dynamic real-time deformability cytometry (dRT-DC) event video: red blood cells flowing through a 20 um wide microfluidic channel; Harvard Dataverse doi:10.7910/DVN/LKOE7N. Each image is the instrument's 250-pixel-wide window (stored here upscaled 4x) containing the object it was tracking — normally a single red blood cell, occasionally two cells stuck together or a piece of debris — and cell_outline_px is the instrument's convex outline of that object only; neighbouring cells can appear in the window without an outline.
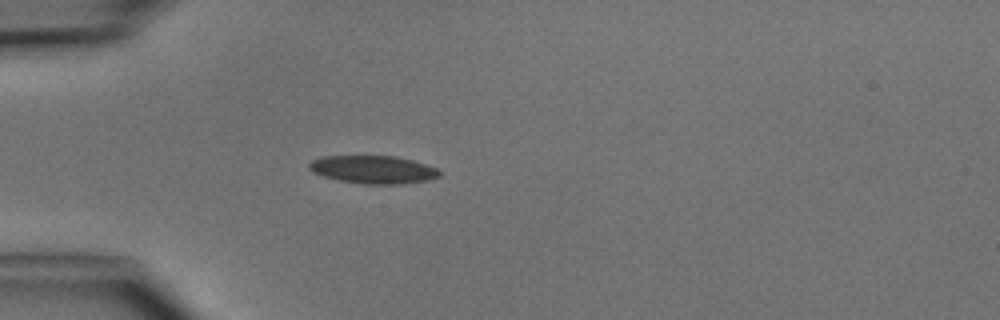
{"species": "common noctule bat (a hibernating species)", "species_latin": "Nyctalus noctula", "temperature_condition": "cold", "stored_images_in_passage": 4, "camera_frame_rate_fps": 3000, "um_per_image_px": 0.085, "animal": {"sex": "male", "body_mass_g": 15.6}, "frame": {"image": 1, "passage_image": 4, "time_ms": 3.667, "image_size_px": [1000, 320], "cell_outline_px": [[440, 176], [428, 180], [404, 184], [364, 184], [340, 180], [324, 176], [312, 172], [308, 168], [308, 164], [312, 160], [320, 156], [396, 156], [412, 160], [436, 168], [440, 172]], "centroid_in_image_um": [31.7, 14.41], "position_along_channel_um": 53.3, "area_um2": 21.21}}